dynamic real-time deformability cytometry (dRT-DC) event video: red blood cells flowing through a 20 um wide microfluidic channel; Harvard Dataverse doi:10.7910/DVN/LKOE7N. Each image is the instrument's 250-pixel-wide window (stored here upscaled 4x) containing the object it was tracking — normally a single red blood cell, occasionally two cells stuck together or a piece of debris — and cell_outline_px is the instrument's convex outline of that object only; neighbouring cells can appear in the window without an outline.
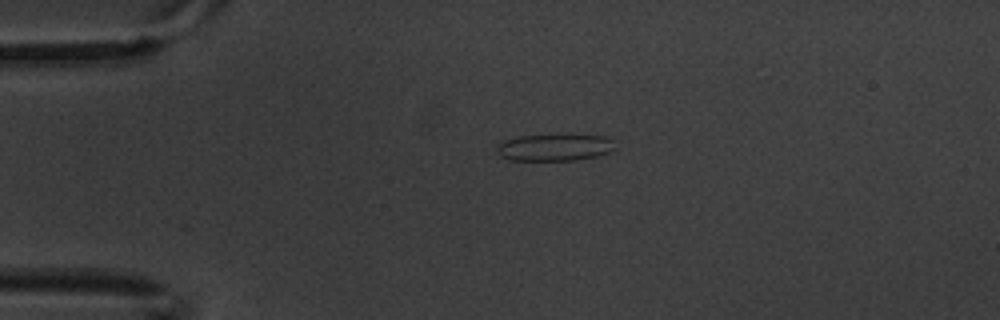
{"species": "common noctule bat (a hibernating species)", "species_latin": "Nyctalus noctula", "temperature_condition": "warm", "stored_images_in_passage": 5, "camera_frame_rate_fps": 3000, "um_per_image_px": 0.085, "animal": {"sex": "male", "body_mass_g": 20.1, "forearm_length_mm": 53.5}, "frame": {"image": 1, "passage_image": 4, "time_ms": 1.0, "image_size_px": [1000, 320], "cell_outline_px": [[616, 148], [612, 152], [596, 156], [576, 160], [508, 160], [500, 156], [496, 148], [496, 144], [504, 140], [520, 136], [568, 132], [572, 132], [604, 136], [616, 140]], "centroid_in_image_um": [47.22, 12.48], "position_along_channel_um": 37.8, "area_um2": 19.71}}